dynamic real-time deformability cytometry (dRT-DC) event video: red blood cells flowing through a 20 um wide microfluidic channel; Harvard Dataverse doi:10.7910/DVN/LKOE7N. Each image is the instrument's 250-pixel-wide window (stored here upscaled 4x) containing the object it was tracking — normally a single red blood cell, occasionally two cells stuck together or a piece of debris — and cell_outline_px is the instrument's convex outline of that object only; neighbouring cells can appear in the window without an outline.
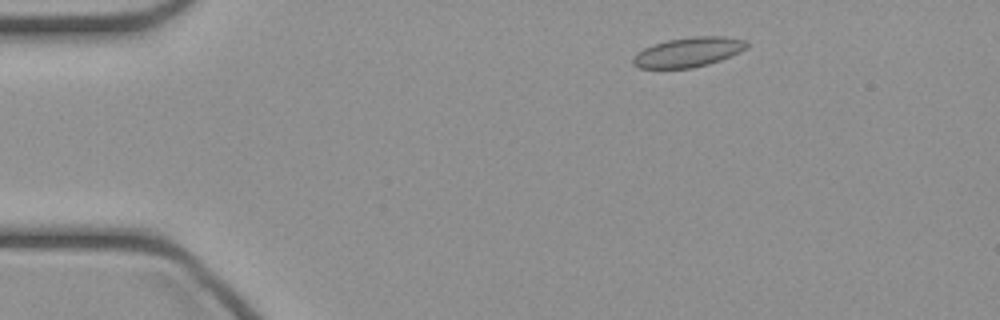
{"species": "common noctule bat (a hibernating species)", "species_latin": "Nyctalus noctula", "temperature_condition": "cold", "stored_images_in_passage": 44, "camera_frame_rate_fps": 3000, "um_per_image_px": 0.085, "animal": {"sex": "female", "body_mass_g": 21.9}, "frame": {"image": 1, "passage_image": 5, "time_ms": 1.333, "image_size_px": [1000, 320], "cell_outline_px": [[748, 48], [740, 52], [720, 60], [708, 64], [692, 68], [640, 68], [632, 64], [632, 56], [636, 52], [652, 44], [668, 40], [692, 36], [724, 36], [744, 40], [748, 44]], "centroid_in_image_um": [58.48, 4.43], "position_along_channel_um": 26.5, "area_um2": 19.77}}
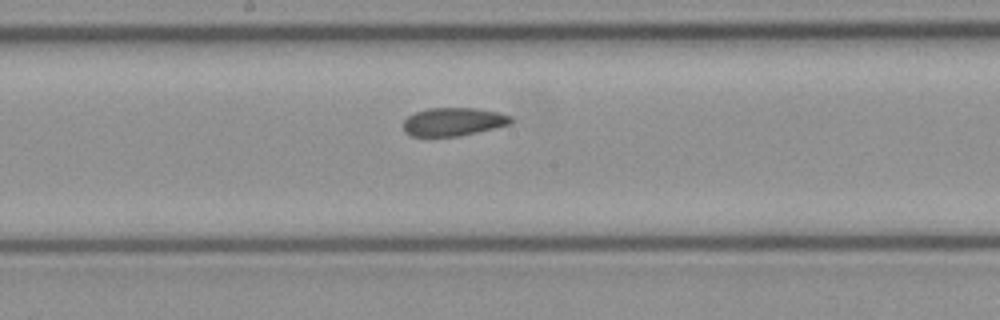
{"frame": {"image": 2, "passage_image": 22, "time_ms": 7.0, "image_size_px": [1000, 320], "cell_outline_px": [[512, 124], [460, 136], [412, 136], [404, 132], [404, 120], [408, 116], [416, 112], [428, 108], [476, 108], [496, 112], [512, 116]], "centroid_in_image_um": [38.54, 10.35], "position_along_channel_um": 209.7, "area_um2": 17.69}}
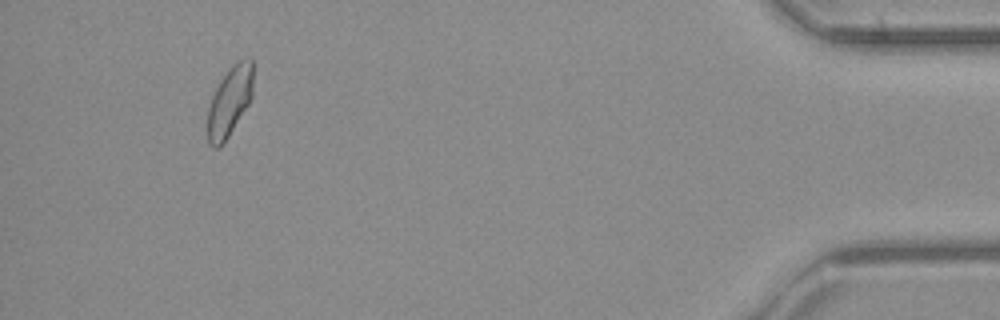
{"frame": {"image": 3, "passage_image": 41, "time_ms": 13.333, "image_size_px": [1000, 320], "cell_outline_px": [[252, 96], [248, 104], [224, 144], [220, 148], [212, 148], [208, 144], [208, 108], [212, 96], [220, 80], [232, 64], [236, 60], [248, 56], [252, 56]], "centroid_in_image_um": [19.52, 8.61], "position_along_channel_um": 415.7, "area_um2": 18.67}}